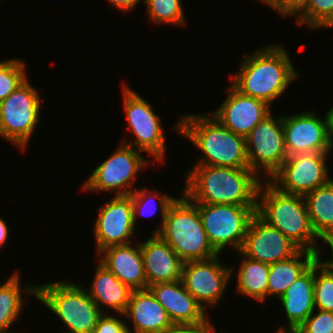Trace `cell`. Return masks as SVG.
I'll return each mask as SVG.
<instances>
[{"instance_id": "13", "label": "cell", "mask_w": 333, "mask_h": 333, "mask_svg": "<svg viewBox=\"0 0 333 333\" xmlns=\"http://www.w3.org/2000/svg\"><path fill=\"white\" fill-rule=\"evenodd\" d=\"M219 257L183 263L181 281L205 310L216 307L235 272V266L224 264Z\"/></svg>"}, {"instance_id": "10", "label": "cell", "mask_w": 333, "mask_h": 333, "mask_svg": "<svg viewBox=\"0 0 333 333\" xmlns=\"http://www.w3.org/2000/svg\"><path fill=\"white\" fill-rule=\"evenodd\" d=\"M195 204L214 250L221 256V252L229 246L238 253L257 205Z\"/></svg>"}, {"instance_id": "26", "label": "cell", "mask_w": 333, "mask_h": 333, "mask_svg": "<svg viewBox=\"0 0 333 333\" xmlns=\"http://www.w3.org/2000/svg\"><path fill=\"white\" fill-rule=\"evenodd\" d=\"M20 275L15 271L0 287V331H9L21 316L25 301L22 292L36 298L37 285L28 284L22 289Z\"/></svg>"}, {"instance_id": "21", "label": "cell", "mask_w": 333, "mask_h": 333, "mask_svg": "<svg viewBox=\"0 0 333 333\" xmlns=\"http://www.w3.org/2000/svg\"><path fill=\"white\" fill-rule=\"evenodd\" d=\"M95 269L90 288L85 290L100 310L105 313V307L122 315L125 313L133 290L123 284L99 260Z\"/></svg>"}, {"instance_id": "33", "label": "cell", "mask_w": 333, "mask_h": 333, "mask_svg": "<svg viewBox=\"0 0 333 333\" xmlns=\"http://www.w3.org/2000/svg\"><path fill=\"white\" fill-rule=\"evenodd\" d=\"M298 329L303 333H333V312L315 309Z\"/></svg>"}, {"instance_id": "2", "label": "cell", "mask_w": 333, "mask_h": 333, "mask_svg": "<svg viewBox=\"0 0 333 333\" xmlns=\"http://www.w3.org/2000/svg\"><path fill=\"white\" fill-rule=\"evenodd\" d=\"M183 193L194 203L257 205L263 178L250 168L193 165Z\"/></svg>"}, {"instance_id": "15", "label": "cell", "mask_w": 333, "mask_h": 333, "mask_svg": "<svg viewBox=\"0 0 333 333\" xmlns=\"http://www.w3.org/2000/svg\"><path fill=\"white\" fill-rule=\"evenodd\" d=\"M317 112L302 111L301 113L282 116L284 144L289 156L304 153H330L333 148L327 127V119Z\"/></svg>"}, {"instance_id": "22", "label": "cell", "mask_w": 333, "mask_h": 333, "mask_svg": "<svg viewBox=\"0 0 333 333\" xmlns=\"http://www.w3.org/2000/svg\"><path fill=\"white\" fill-rule=\"evenodd\" d=\"M314 280L315 262L279 298L289 328H299L315 310Z\"/></svg>"}, {"instance_id": "24", "label": "cell", "mask_w": 333, "mask_h": 333, "mask_svg": "<svg viewBox=\"0 0 333 333\" xmlns=\"http://www.w3.org/2000/svg\"><path fill=\"white\" fill-rule=\"evenodd\" d=\"M310 223L318 239L333 236V179L304 196Z\"/></svg>"}, {"instance_id": "35", "label": "cell", "mask_w": 333, "mask_h": 333, "mask_svg": "<svg viewBox=\"0 0 333 333\" xmlns=\"http://www.w3.org/2000/svg\"><path fill=\"white\" fill-rule=\"evenodd\" d=\"M215 326L212 325L208 317L204 321L196 323H172L160 333H217Z\"/></svg>"}, {"instance_id": "18", "label": "cell", "mask_w": 333, "mask_h": 333, "mask_svg": "<svg viewBox=\"0 0 333 333\" xmlns=\"http://www.w3.org/2000/svg\"><path fill=\"white\" fill-rule=\"evenodd\" d=\"M147 289L156 283L181 280L183 261L158 234L140 242Z\"/></svg>"}, {"instance_id": "30", "label": "cell", "mask_w": 333, "mask_h": 333, "mask_svg": "<svg viewBox=\"0 0 333 333\" xmlns=\"http://www.w3.org/2000/svg\"><path fill=\"white\" fill-rule=\"evenodd\" d=\"M298 26L309 29H333V0H308L306 7L296 16Z\"/></svg>"}, {"instance_id": "34", "label": "cell", "mask_w": 333, "mask_h": 333, "mask_svg": "<svg viewBox=\"0 0 333 333\" xmlns=\"http://www.w3.org/2000/svg\"><path fill=\"white\" fill-rule=\"evenodd\" d=\"M96 256L104 266H127V244L106 247Z\"/></svg>"}, {"instance_id": "23", "label": "cell", "mask_w": 333, "mask_h": 333, "mask_svg": "<svg viewBox=\"0 0 333 333\" xmlns=\"http://www.w3.org/2000/svg\"><path fill=\"white\" fill-rule=\"evenodd\" d=\"M304 257V258H303ZM304 260H303V259ZM316 261L315 253L301 249L289 259L269 265L268 299L282 297L285 291Z\"/></svg>"}, {"instance_id": "11", "label": "cell", "mask_w": 333, "mask_h": 333, "mask_svg": "<svg viewBox=\"0 0 333 333\" xmlns=\"http://www.w3.org/2000/svg\"><path fill=\"white\" fill-rule=\"evenodd\" d=\"M245 140L249 168L260 178L269 180L288 157L282 117L275 118L271 113L250 131Z\"/></svg>"}, {"instance_id": "36", "label": "cell", "mask_w": 333, "mask_h": 333, "mask_svg": "<svg viewBox=\"0 0 333 333\" xmlns=\"http://www.w3.org/2000/svg\"><path fill=\"white\" fill-rule=\"evenodd\" d=\"M308 0H267L264 4L279 13L282 17H296L305 7Z\"/></svg>"}, {"instance_id": "8", "label": "cell", "mask_w": 333, "mask_h": 333, "mask_svg": "<svg viewBox=\"0 0 333 333\" xmlns=\"http://www.w3.org/2000/svg\"><path fill=\"white\" fill-rule=\"evenodd\" d=\"M122 91L123 112L130 133L135 138L131 142L124 138L122 143L143 153L147 152L154 159L153 163H164L167 146L161 117L152 109L151 104L131 87L123 84Z\"/></svg>"}, {"instance_id": "37", "label": "cell", "mask_w": 333, "mask_h": 333, "mask_svg": "<svg viewBox=\"0 0 333 333\" xmlns=\"http://www.w3.org/2000/svg\"><path fill=\"white\" fill-rule=\"evenodd\" d=\"M120 319L105 312L98 319L92 333H121L126 328L127 323Z\"/></svg>"}, {"instance_id": "41", "label": "cell", "mask_w": 333, "mask_h": 333, "mask_svg": "<svg viewBox=\"0 0 333 333\" xmlns=\"http://www.w3.org/2000/svg\"><path fill=\"white\" fill-rule=\"evenodd\" d=\"M327 119V127H328V135L330 139V143L333 147V106L329 108V111L325 114Z\"/></svg>"}, {"instance_id": "29", "label": "cell", "mask_w": 333, "mask_h": 333, "mask_svg": "<svg viewBox=\"0 0 333 333\" xmlns=\"http://www.w3.org/2000/svg\"><path fill=\"white\" fill-rule=\"evenodd\" d=\"M182 0H142L145 3L147 17L152 23L183 25L186 26V18Z\"/></svg>"}, {"instance_id": "3", "label": "cell", "mask_w": 333, "mask_h": 333, "mask_svg": "<svg viewBox=\"0 0 333 333\" xmlns=\"http://www.w3.org/2000/svg\"><path fill=\"white\" fill-rule=\"evenodd\" d=\"M174 126L202 152L194 165L249 168L245 137L234 134L209 112L180 115Z\"/></svg>"}, {"instance_id": "12", "label": "cell", "mask_w": 333, "mask_h": 333, "mask_svg": "<svg viewBox=\"0 0 333 333\" xmlns=\"http://www.w3.org/2000/svg\"><path fill=\"white\" fill-rule=\"evenodd\" d=\"M328 157L329 153L289 156L268 181L284 193L305 196L331 180Z\"/></svg>"}, {"instance_id": "45", "label": "cell", "mask_w": 333, "mask_h": 333, "mask_svg": "<svg viewBox=\"0 0 333 333\" xmlns=\"http://www.w3.org/2000/svg\"><path fill=\"white\" fill-rule=\"evenodd\" d=\"M0 333H8V331H0ZM9 333H14V332H9Z\"/></svg>"}, {"instance_id": "7", "label": "cell", "mask_w": 333, "mask_h": 333, "mask_svg": "<svg viewBox=\"0 0 333 333\" xmlns=\"http://www.w3.org/2000/svg\"><path fill=\"white\" fill-rule=\"evenodd\" d=\"M27 79L0 102V137L25 151L41 121V96Z\"/></svg>"}, {"instance_id": "14", "label": "cell", "mask_w": 333, "mask_h": 333, "mask_svg": "<svg viewBox=\"0 0 333 333\" xmlns=\"http://www.w3.org/2000/svg\"><path fill=\"white\" fill-rule=\"evenodd\" d=\"M96 212L98 216L93 227L95 254L109 246L133 242L131 238L136 227L133 223L132 193L113 195Z\"/></svg>"}, {"instance_id": "25", "label": "cell", "mask_w": 333, "mask_h": 333, "mask_svg": "<svg viewBox=\"0 0 333 333\" xmlns=\"http://www.w3.org/2000/svg\"><path fill=\"white\" fill-rule=\"evenodd\" d=\"M241 255L240 266L236 275V291L238 294L265 302L268 298L269 264L256 261Z\"/></svg>"}, {"instance_id": "38", "label": "cell", "mask_w": 333, "mask_h": 333, "mask_svg": "<svg viewBox=\"0 0 333 333\" xmlns=\"http://www.w3.org/2000/svg\"><path fill=\"white\" fill-rule=\"evenodd\" d=\"M320 241L323 243V245L325 246H330V250H331V260H322L321 258V249L320 247L317 248L316 252H315V256H316V262L318 263V265L320 267H322L325 271L333 274V236H326L320 239Z\"/></svg>"}, {"instance_id": "43", "label": "cell", "mask_w": 333, "mask_h": 333, "mask_svg": "<svg viewBox=\"0 0 333 333\" xmlns=\"http://www.w3.org/2000/svg\"><path fill=\"white\" fill-rule=\"evenodd\" d=\"M121 333H132L130 326H128V324H126V328Z\"/></svg>"}, {"instance_id": "16", "label": "cell", "mask_w": 333, "mask_h": 333, "mask_svg": "<svg viewBox=\"0 0 333 333\" xmlns=\"http://www.w3.org/2000/svg\"><path fill=\"white\" fill-rule=\"evenodd\" d=\"M301 248L277 228L255 214L248 226L240 252L253 260L274 264L296 255Z\"/></svg>"}, {"instance_id": "40", "label": "cell", "mask_w": 333, "mask_h": 333, "mask_svg": "<svg viewBox=\"0 0 333 333\" xmlns=\"http://www.w3.org/2000/svg\"><path fill=\"white\" fill-rule=\"evenodd\" d=\"M9 237V227L6 221L0 217V249L6 244Z\"/></svg>"}, {"instance_id": "42", "label": "cell", "mask_w": 333, "mask_h": 333, "mask_svg": "<svg viewBox=\"0 0 333 333\" xmlns=\"http://www.w3.org/2000/svg\"><path fill=\"white\" fill-rule=\"evenodd\" d=\"M274 333H294V328H285V326H280L276 327V331Z\"/></svg>"}, {"instance_id": "28", "label": "cell", "mask_w": 333, "mask_h": 333, "mask_svg": "<svg viewBox=\"0 0 333 333\" xmlns=\"http://www.w3.org/2000/svg\"><path fill=\"white\" fill-rule=\"evenodd\" d=\"M127 244V266H105L123 284L132 290L147 289V279L144 272V263L140 243Z\"/></svg>"}, {"instance_id": "39", "label": "cell", "mask_w": 333, "mask_h": 333, "mask_svg": "<svg viewBox=\"0 0 333 333\" xmlns=\"http://www.w3.org/2000/svg\"><path fill=\"white\" fill-rule=\"evenodd\" d=\"M112 7L121 11L122 13H128L135 9V7L141 2V0H107Z\"/></svg>"}, {"instance_id": "27", "label": "cell", "mask_w": 333, "mask_h": 333, "mask_svg": "<svg viewBox=\"0 0 333 333\" xmlns=\"http://www.w3.org/2000/svg\"><path fill=\"white\" fill-rule=\"evenodd\" d=\"M157 198V199H156ZM176 198L173 196H169L166 194H162L161 192L157 191V189H148L140 188L136 189L132 192V207H133V223L136 227V223H138V218L140 216H151L156 213L158 205L160 206L159 210L161 212V221L159 226L154 230L151 234H157L165 220L167 211L170 205L175 201ZM156 201H158L156 203ZM151 203V204H150ZM158 204V205H157ZM152 207H151V206Z\"/></svg>"}, {"instance_id": "9", "label": "cell", "mask_w": 333, "mask_h": 333, "mask_svg": "<svg viewBox=\"0 0 333 333\" xmlns=\"http://www.w3.org/2000/svg\"><path fill=\"white\" fill-rule=\"evenodd\" d=\"M142 153L120 142L118 148L97 165L80 189L98 193L110 191L116 195L131 194L138 189L133 186L136 176L151 164Z\"/></svg>"}, {"instance_id": "19", "label": "cell", "mask_w": 333, "mask_h": 333, "mask_svg": "<svg viewBox=\"0 0 333 333\" xmlns=\"http://www.w3.org/2000/svg\"><path fill=\"white\" fill-rule=\"evenodd\" d=\"M148 289L166 310L172 323H196L209 317L202 305L186 290L181 280L156 283Z\"/></svg>"}, {"instance_id": "32", "label": "cell", "mask_w": 333, "mask_h": 333, "mask_svg": "<svg viewBox=\"0 0 333 333\" xmlns=\"http://www.w3.org/2000/svg\"><path fill=\"white\" fill-rule=\"evenodd\" d=\"M315 309L333 312V274L325 271L315 261Z\"/></svg>"}, {"instance_id": "5", "label": "cell", "mask_w": 333, "mask_h": 333, "mask_svg": "<svg viewBox=\"0 0 333 333\" xmlns=\"http://www.w3.org/2000/svg\"><path fill=\"white\" fill-rule=\"evenodd\" d=\"M183 262L219 255L210 244L198 207L183 192L170 205L157 233Z\"/></svg>"}, {"instance_id": "44", "label": "cell", "mask_w": 333, "mask_h": 333, "mask_svg": "<svg viewBox=\"0 0 333 333\" xmlns=\"http://www.w3.org/2000/svg\"><path fill=\"white\" fill-rule=\"evenodd\" d=\"M294 333H303L298 328H294Z\"/></svg>"}, {"instance_id": "4", "label": "cell", "mask_w": 333, "mask_h": 333, "mask_svg": "<svg viewBox=\"0 0 333 333\" xmlns=\"http://www.w3.org/2000/svg\"><path fill=\"white\" fill-rule=\"evenodd\" d=\"M256 214L301 249L315 253L319 247L304 196L284 193L264 180L257 194Z\"/></svg>"}, {"instance_id": "17", "label": "cell", "mask_w": 333, "mask_h": 333, "mask_svg": "<svg viewBox=\"0 0 333 333\" xmlns=\"http://www.w3.org/2000/svg\"><path fill=\"white\" fill-rule=\"evenodd\" d=\"M230 85L224 102L210 114L234 134L246 137L272 113L271 106L263 100L242 94Z\"/></svg>"}, {"instance_id": "6", "label": "cell", "mask_w": 333, "mask_h": 333, "mask_svg": "<svg viewBox=\"0 0 333 333\" xmlns=\"http://www.w3.org/2000/svg\"><path fill=\"white\" fill-rule=\"evenodd\" d=\"M36 300L49 309L67 328L64 333H92L103 314L85 286L60 280L36 284Z\"/></svg>"}, {"instance_id": "20", "label": "cell", "mask_w": 333, "mask_h": 333, "mask_svg": "<svg viewBox=\"0 0 333 333\" xmlns=\"http://www.w3.org/2000/svg\"><path fill=\"white\" fill-rule=\"evenodd\" d=\"M122 316L133 324V333H160L172 322L149 289L133 290Z\"/></svg>"}, {"instance_id": "1", "label": "cell", "mask_w": 333, "mask_h": 333, "mask_svg": "<svg viewBox=\"0 0 333 333\" xmlns=\"http://www.w3.org/2000/svg\"><path fill=\"white\" fill-rule=\"evenodd\" d=\"M283 44H267L240 61L239 71L230 83L242 94L267 102L281 97L288 85L299 77Z\"/></svg>"}, {"instance_id": "46", "label": "cell", "mask_w": 333, "mask_h": 333, "mask_svg": "<svg viewBox=\"0 0 333 333\" xmlns=\"http://www.w3.org/2000/svg\"><path fill=\"white\" fill-rule=\"evenodd\" d=\"M262 4H264L267 0H259Z\"/></svg>"}, {"instance_id": "31", "label": "cell", "mask_w": 333, "mask_h": 333, "mask_svg": "<svg viewBox=\"0 0 333 333\" xmlns=\"http://www.w3.org/2000/svg\"><path fill=\"white\" fill-rule=\"evenodd\" d=\"M26 68V63L22 59L11 58L0 61V102L28 79Z\"/></svg>"}]
</instances>
